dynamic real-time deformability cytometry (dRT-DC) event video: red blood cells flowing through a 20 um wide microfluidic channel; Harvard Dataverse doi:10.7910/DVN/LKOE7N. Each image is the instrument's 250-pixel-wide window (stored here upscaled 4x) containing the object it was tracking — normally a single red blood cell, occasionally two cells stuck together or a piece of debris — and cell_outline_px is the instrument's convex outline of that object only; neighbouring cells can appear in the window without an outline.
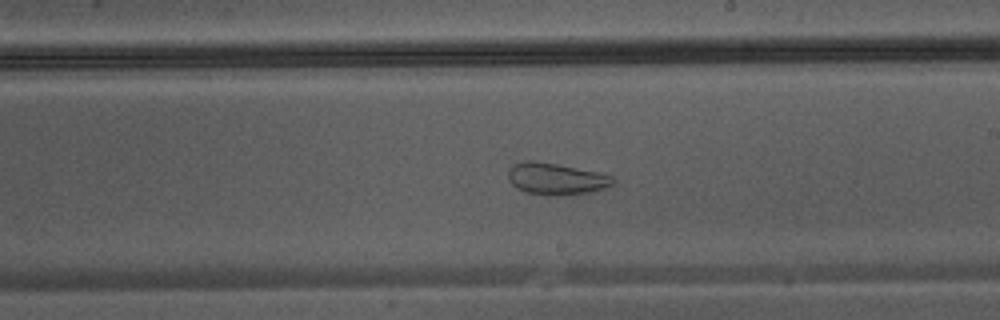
{"species": "Egyptian fruit bat (a non-hibernating species)", "species_latin": "Rousettus aegyptiacus", "temperature_condition": "warm", "stored_images_in_passage": 46, "camera_frame_rate_fps": 3000, "um_per_image_px": 0.085, "animal": {"sex": "male"}, "frame": {"image": 1, "passage_image": 27, "time_ms": 8.667, "image_size_px": [1000, 320], "cell_outline_px": [[616, 180], [612, 184], [604, 188], [588, 192], [548, 196], [528, 192], [516, 188], [508, 180], [508, 168], [512, 164], [524, 160], [532, 160], [556, 164], [596, 172], [612, 176]], "centroid_in_image_um": [47.2, 15.19], "position_along_channel_um": 241.8, "area_um2": 19.19}}